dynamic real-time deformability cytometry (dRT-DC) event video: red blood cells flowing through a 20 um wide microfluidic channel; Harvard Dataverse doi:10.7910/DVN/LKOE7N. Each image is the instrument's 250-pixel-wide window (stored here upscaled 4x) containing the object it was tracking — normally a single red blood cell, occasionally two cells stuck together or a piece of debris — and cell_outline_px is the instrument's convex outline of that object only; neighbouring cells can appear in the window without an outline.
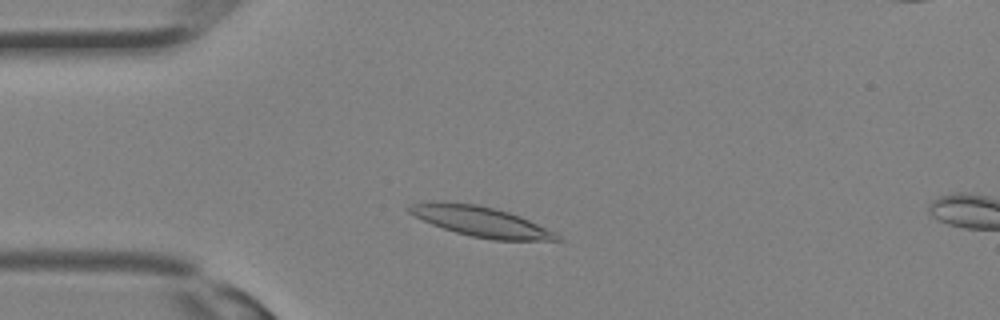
{"species": "Egyptian fruit bat (a non-hibernating species)", "species_latin": "Rousettus aegyptiacus", "temperature_condition": "room temperature", "stored_images_in_passage": 28, "camera_frame_rate_fps": 3000, "um_per_image_px": 0.085, "animal": {"sex": "female"}, "frame": {"image": 1, "passage_image": 4, "time_ms": 1.0, "image_size_px": [1000, 320], "cell_outline_px": [[564, 240], [492, 240], [472, 236], [456, 232], [432, 224], [408, 212], [408, 204], [432, 200], [444, 200], [476, 204], [508, 212], [520, 216], [556, 232]], "centroid_in_image_um": [40.84, 18.8], "position_along_channel_um": 44.2, "area_um2": 26.01}}
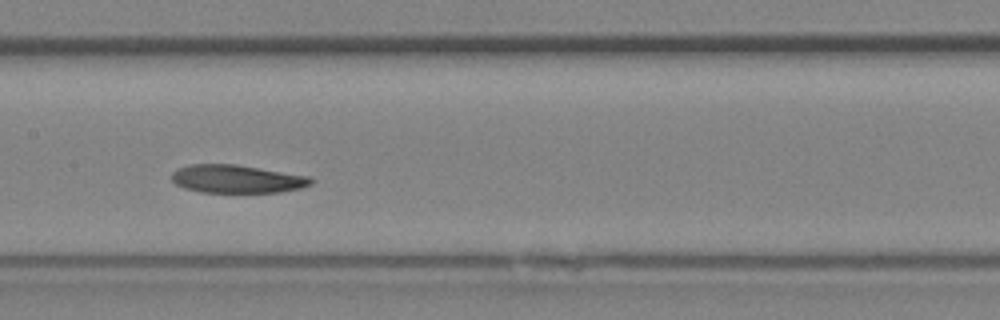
{"frame": {"image": 2, "passage_image": 12, "time_ms": 3.667, "image_size_px": [1000, 320], "cell_outline_px": [[316, 180], [312, 184], [300, 188], [280, 192], [200, 192], [184, 188], [176, 184], [172, 180], [172, 172], [176, 168], [188, 164], [236, 164], [312, 176]], "centroid_in_image_um": [20.16, 15.2], "position_along_channel_um": 187.2, "area_um2": 23.12}}
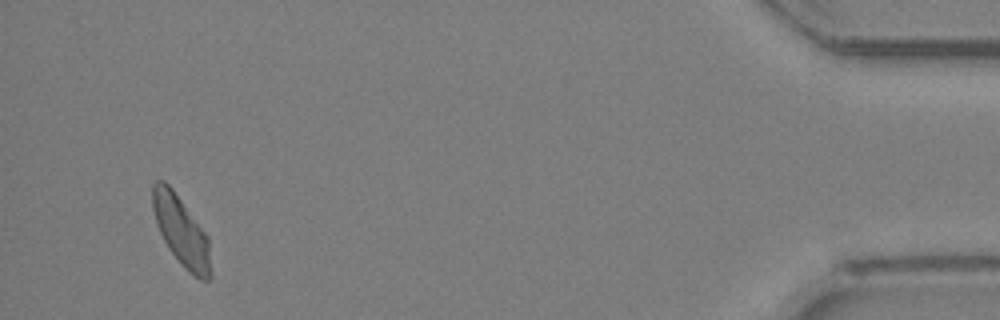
{"frame": {"image": 3, "passage_image": 27, "time_ms": 8.667, "image_size_px": [1000, 320], "cell_outline_px": [[212, 276], [208, 280], [200, 280], [188, 272], [184, 268], [168, 248], [156, 224], [152, 208], [152, 184], [156, 180], [164, 180], [172, 188], [208, 236]], "centroid_in_image_um": [15.4, 19.65], "position_along_channel_um": 419.8, "area_um2": 23.64}}